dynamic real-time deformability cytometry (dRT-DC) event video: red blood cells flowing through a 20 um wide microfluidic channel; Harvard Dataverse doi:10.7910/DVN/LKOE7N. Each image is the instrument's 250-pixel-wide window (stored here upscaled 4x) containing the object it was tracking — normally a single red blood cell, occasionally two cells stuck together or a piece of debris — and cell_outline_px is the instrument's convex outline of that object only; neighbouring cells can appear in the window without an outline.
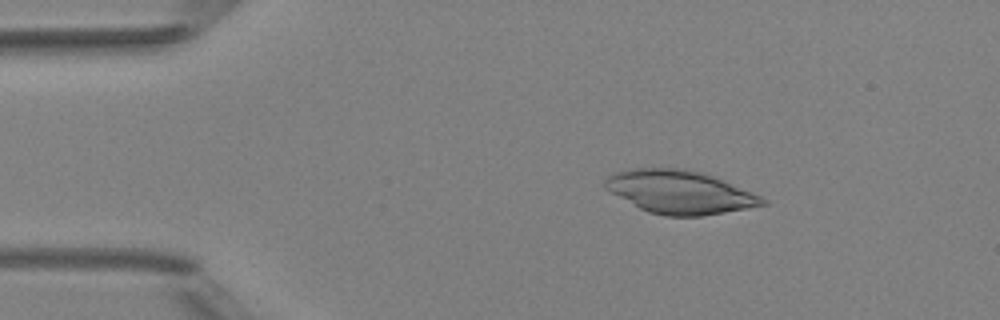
{"species": "Egyptian fruit bat (a non-hibernating species)", "species_latin": "Rousettus aegyptiacus", "temperature_condition": "room temperature", "stored_images_in_passage": 7, "camera_frame_rate_fps": 3000, "um_per_image_px": 0.085, "animal": {"sex": "female"}, "frame": {"image": 1, "passage_image": 2, "time_ms": 2.0, "image_size_px": [1000, 320], "cell_outline_px": [[768, 204], [724, 212], [700, 216], [664, 216], [648, 212], [640, 208], [604, 188], [604, 180], [608, 176], [616, 172], [636, 168], [684, 168], [704, 172], [716, 176], [760, 196], [768, 200]], "centroid_in_image_um": [57.79, 16.31], "position_along_channel_um": 27.2, "area_um2": 39.54}}
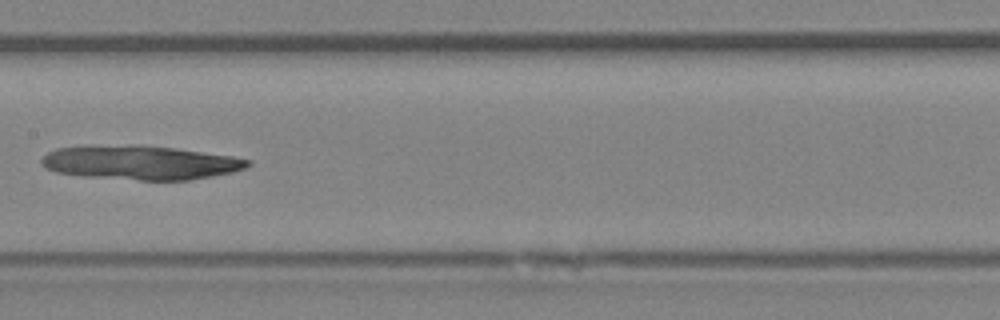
{"frame": {"image": 2, "passage_image": 7, "time_ms": 7.667, "image_size_px": [1000, 320], "cell_outline_px": [[252, 164], [244, 168], [232, 172], [212, 176], [188, 180], [140, 180], [84, 176], [56, 172], [44, 168], [40, 164], [40, 160], [48, 152], [56, 148], [132, 144], [140, 144], [176, 148], [232, 156], [252, 160]], "centroid_in_image_um": [11.94, 13.81], "position_along_channel_um": 195.5, "area_um2": 41.04}}